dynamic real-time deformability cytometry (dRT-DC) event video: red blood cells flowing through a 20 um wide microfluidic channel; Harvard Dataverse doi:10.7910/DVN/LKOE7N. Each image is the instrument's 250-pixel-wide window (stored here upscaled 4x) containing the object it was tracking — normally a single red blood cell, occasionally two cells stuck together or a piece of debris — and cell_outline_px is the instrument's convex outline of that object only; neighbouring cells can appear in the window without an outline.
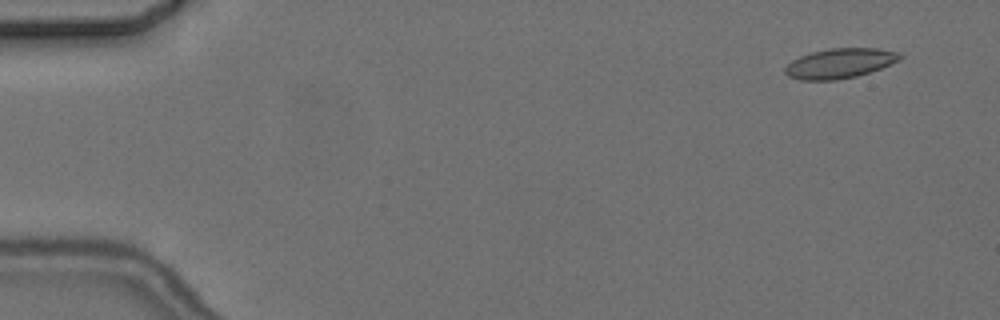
{"species": "common noctule bat (a hibernating species)", "species_latin": "Nyctalus noctula", "temperature_condition": "cold", "stored_images_in_passage": 7, "camera_frame_rate_fps": 3000, "um_per_image_px": 0.085, "animal": {"sex": "female", "body_mass_g": 24.6, "forearm_length_mm": 56.2}, "frame": {"image": 1, "passage_image": 1, "time_ms": 0.0, "image_size_px": [1000, 320], "cell_outline_px": [[904, 56], [900, 60], [880, 68], [856, 76], [836, 80], [800, 80], [788, 76], [784, 72], [784, 68], [792, 60], [800, 56], [812, 52], [828, 48], [876, 48], [900, 52]], "centroid_in_image_um": [71.38, 5.37], "position_along_channel_um": 13.6, "area_um2": 20.0}}
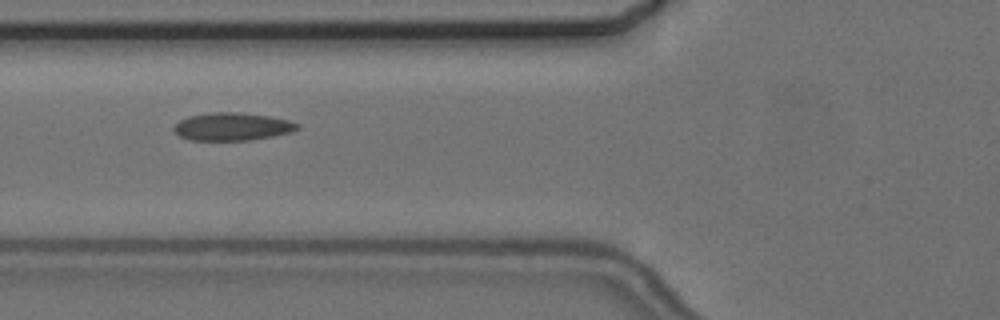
{"frame": {"image": 2, "passage_image": 6, "time_ms": 6.0, "image_size_px": [1000, 320], "cell_outline_px": [[300, 128], [292, 132], [252, 140], [188, 140], [180, 136], [172, 128], [180, 120], [188, 116], [208, 112], [240, 112], [268, 116], [288, 120], [300, 124]], "centroid_in_image_um": [19.74, 10.76], "position_along_channel_um": 106.1, "area_um2": 20.11}}
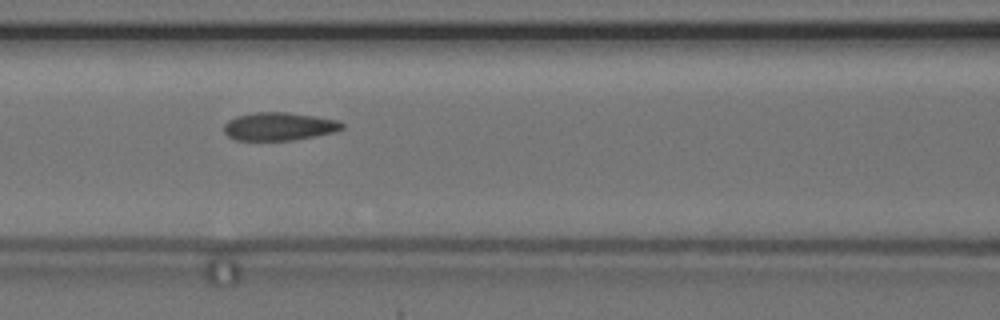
{"frame": {"image": 3, "passage_image": 7, "time_ms": 7.0, "image_size_px": [1000, 320], "cell_outline_px": [[344, 128], [332, 132], [292, 140], [236, 140], [228, 136], [224, 132], [224, 124], [228, 120], [236, 116], [256, 112], [288, 112], [316, 116], [336, 120], [344, 124]], "centroid_in_image_um": [23.68, 10.73], "position_along_channel_um": 142.9, "area_um2": 19.19}}